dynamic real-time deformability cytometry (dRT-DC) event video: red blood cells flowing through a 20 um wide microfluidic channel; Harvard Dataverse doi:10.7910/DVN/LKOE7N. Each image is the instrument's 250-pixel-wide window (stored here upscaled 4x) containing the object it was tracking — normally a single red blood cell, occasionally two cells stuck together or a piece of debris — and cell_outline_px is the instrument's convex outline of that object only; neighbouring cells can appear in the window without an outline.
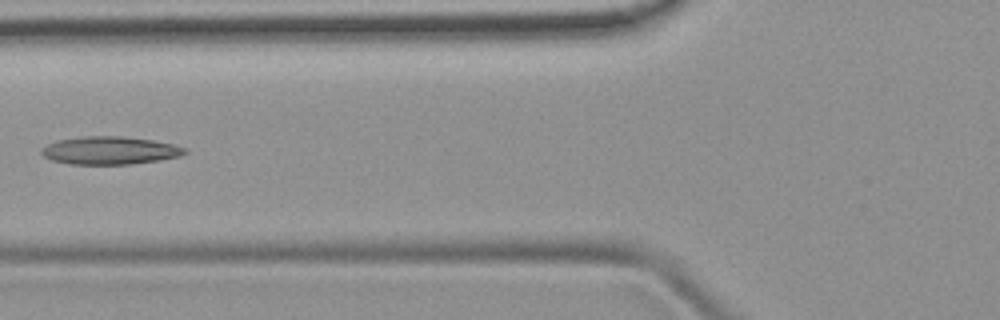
{"species": "common noctule bat (a hibernating species)", "species_latin": "Nyctalus noctula", "temperature_condition": "room temperature", "stored_images_in_passage": 6, "camera_frame_rate_fps": 3000, "um_per_image_px": 0.085, "animal": {"sex": "female", "body_mass_g": 19.9}, "frame": {"image": 1, "passage_image": 5, "time_ms": 5.667, "image_size_px": [1000, 320], "cell_outline_px": [[188, 152], [180, 156], [160, 160], [132, 164], [68, 164], [52, 160], [44, 156], [40, 152], [40, 148], [56, 140], [80, 136], [120, 136], [152, 140], [172, 144], [188, 148]], "centroid_in_image_um": [9.33, 12.79], "position_along_channel_um": 116.5, "area_um2": 23.47}}
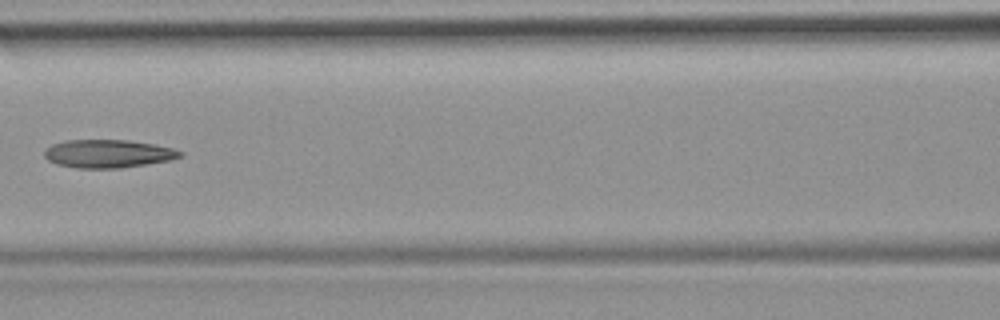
{"frame": {"image": 2, "passage_image": 6, "time_ms": 6.667, "image_size_px": [1000, 320], "cell_outline_px": [[184, 156], [168, 160], [148, 164], [120, 168], [76, 168], [56, 164], [48, 160], [44, 156], [44, 152], [52, 144], [64, 140], [128, 140], [152, 144], [172, 148], [184, 152]], "centroid_in_image_um": [9.18, 13.06], "position_along_channel_um": 157.4, "area_um2": 22.25}}